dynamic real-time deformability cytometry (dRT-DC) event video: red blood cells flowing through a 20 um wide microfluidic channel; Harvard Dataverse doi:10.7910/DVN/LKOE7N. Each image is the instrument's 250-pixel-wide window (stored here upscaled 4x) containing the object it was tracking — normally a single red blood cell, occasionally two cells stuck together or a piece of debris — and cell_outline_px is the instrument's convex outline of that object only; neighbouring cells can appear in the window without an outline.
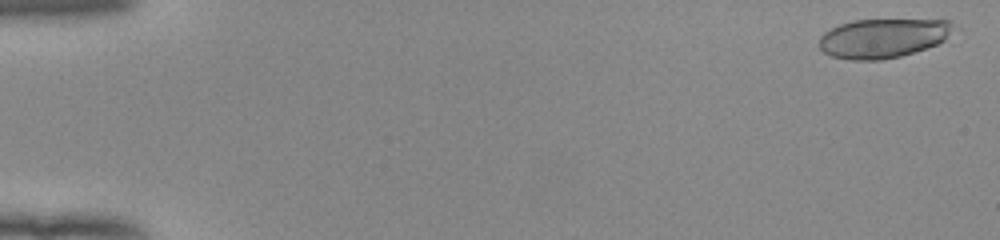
{"species": "human", "species_latin": "Homo sapiens", "temperature_condition": "room temperature", "stored_images_in_passage": 21, "camera_frame_rate_fps": 3000, "um_per_image_px": 0.085, "donor": {"sex": "female"}, "frame": {"image": 1, "passage_image": 2, "time_ms": 0.333, "image_size_px": [1000, 240], "cell_outline_px": [[960, 28], [944, 40], [936, 44], [900, 56], [880, 60], [852, 60], [832, 56], [824, 52], [820, 48], [820, 36], [824, 32], [840, 24], [856, 20], [948, 20]], "centroid_in_image_um": [75.1, 3.23], "position_along_channel_um": 9.9, "area_um2": 30.69}}
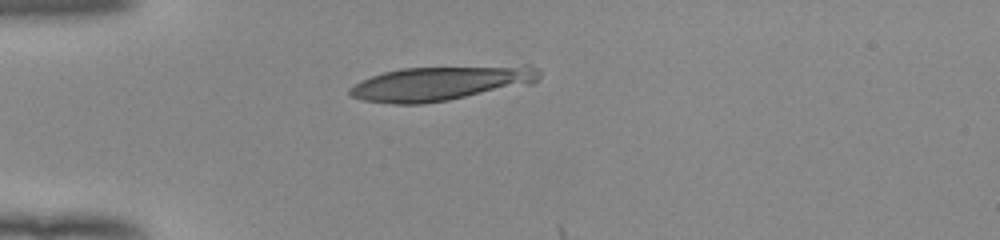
{"frame": {"image": 2, "passage_image": 16, "time_ms": 5.0, "image_size_px": [1000, 240], "cell_outline_px": [[540, 76], [532, 84], [448, 100], [420, 104], [392, 104], [364, 100], [352, 96], [348, 92], [348, 88], [360, 80], [384, 72], [400, 68], [524, 64], [528, 64], [536, 68], [540, 72]], "centroid_in_image_um": [37.51, 7.06], "position_along_channel_um": 47.5, "area_um2": 38.61}}